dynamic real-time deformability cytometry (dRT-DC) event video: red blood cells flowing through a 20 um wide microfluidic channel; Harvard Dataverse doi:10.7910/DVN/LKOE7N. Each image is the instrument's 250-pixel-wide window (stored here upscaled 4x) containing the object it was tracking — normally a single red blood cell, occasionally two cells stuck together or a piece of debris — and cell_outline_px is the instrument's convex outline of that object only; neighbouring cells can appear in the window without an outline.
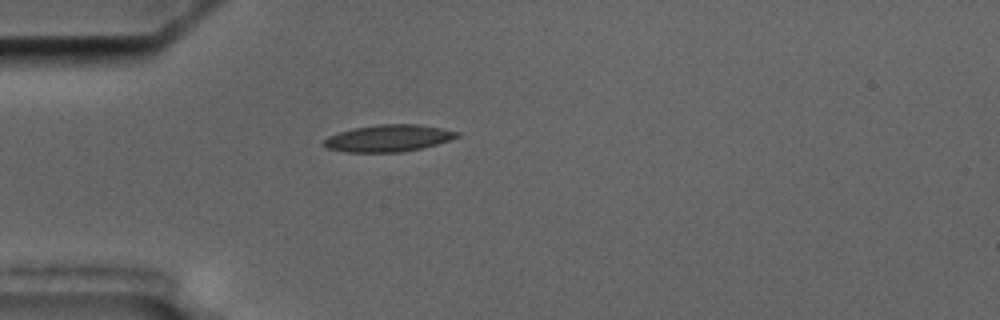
{"species": "common noctule bat (a hibernating species)", "species_latin": "Nyctalus noctula", "temperature_condition": "cold", "stored_images_in_passage": 2, "camera_frame_rate_fps": 3000, "um_per_image_px": 0.085, "animal": {"sex": "male", "body_mass_g": 17.5, "forearm_length_mm": 52.3}, "frame": {"image": 1, "passage_image": 1, "time_ms": 0.0, "image_size_px": [1000, 320], "cell_outline_px": [[460, 136], [436, 144], [420, 148], [400, 152], [348, 152], [328, 148], [320, 144], [328, 136], [352, 128], [380, 124], [420, 124], [460, 132]], "centroid_in_image_um": [32.99, 11.74], "position_along_channel_um": 52.0, "area_um2": 20.75}}